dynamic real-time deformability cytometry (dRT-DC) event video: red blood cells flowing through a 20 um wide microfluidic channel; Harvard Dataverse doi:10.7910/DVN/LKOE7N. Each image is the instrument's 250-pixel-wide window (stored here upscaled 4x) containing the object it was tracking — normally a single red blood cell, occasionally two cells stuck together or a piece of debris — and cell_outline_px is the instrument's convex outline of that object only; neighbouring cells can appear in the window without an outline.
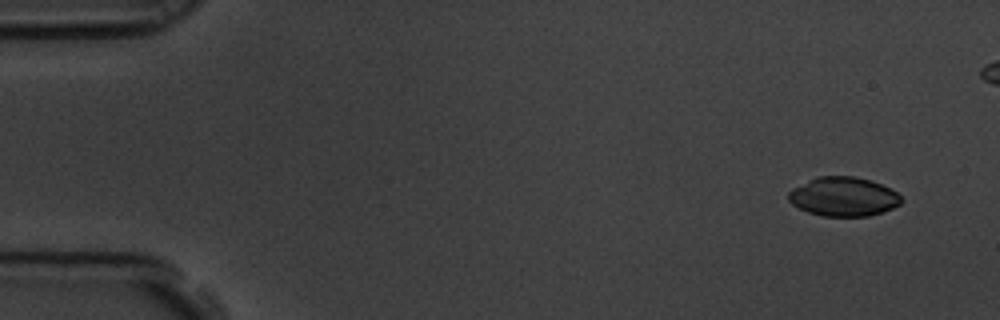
{"species": "common noctule bat (a hibernating species)", "species_latin": "Nyctalus noctula", "temperature_condition": "room temperature", "stored_images_in_passage": 6, "camera_frame_rate_fps": 3000, "um_per_image_px": 0.085, "animal": {"sex": "male", "body_mass_g": 19.5, "forearm_length_mm": 54.6}, "frame": {"image": 1, "passage_image": 1, "time_ms": 0.0, "image_size_px": [1000, 320], "cell_outline_px": [[904, 200], [900, 204], [884, 212], [868, 216], [820, 216], [808, 212], [792, 204], [788, 200], [788, 192], [792, 188], [816, 176], [852, 176], [872, 180], [892, 188]], "centroid_in_image_um": [71.71, 16.71], "position_along_channel_um": 13.3, "area_um2": 26.01}}